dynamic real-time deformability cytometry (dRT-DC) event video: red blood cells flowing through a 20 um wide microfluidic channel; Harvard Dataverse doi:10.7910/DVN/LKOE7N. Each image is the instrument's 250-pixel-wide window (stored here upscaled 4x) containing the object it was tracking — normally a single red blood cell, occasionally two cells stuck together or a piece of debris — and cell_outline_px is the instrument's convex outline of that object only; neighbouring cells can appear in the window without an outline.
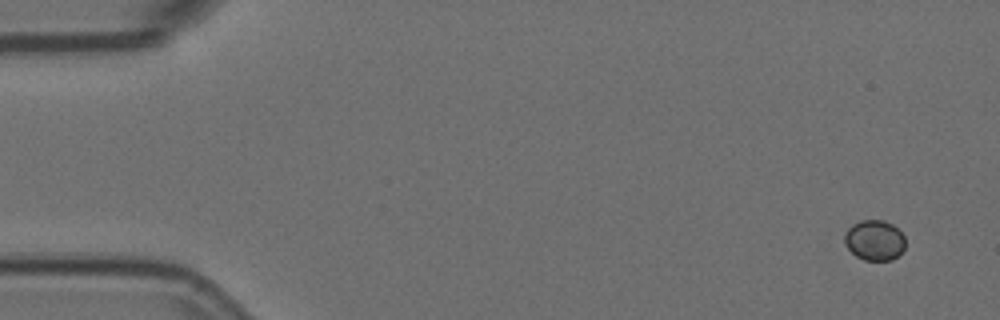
{"species": "Egyptian fruit bat (a non-hibernating species)", "species_latin": "Rousettus aegyptiacus", "temperature_condition": "room temperature", "stored_images_in_passage": 6, "camera_frame_rate_fps": 3000, "um_per_image_px": 0.085, "animal": {"sex": "female"}, "frame": {"image": 1, "passage_image": 1, "time_ms": 0.0, "image_size_px": [1000, 320], "cell_outline_px": [[904, 248], [892, 260], [864, 260], [856, 256], [844, 244], [844, 236], [848, 228], [852, 224], [860, 220], [884, 220], [892, 224], [904, 236]], "centroid_in_image_um": [74.31, 20.41], "position_along_channel_um": 10.7, "area_um2": 14.22}}
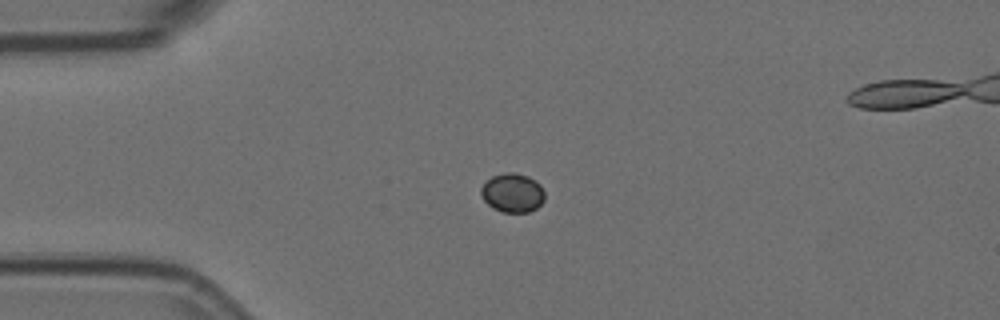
{"frame": {"image": 2, "passage_image": 4, "time_ms": 1.0, "image_size_px": [1000, 320], "cell_outline_px": [[544, 200], [536, 208], [528, 212], [500, 212], [492, 208], [484, 200], [480, 192], [480, 188], [492, 176], [504, 172], [512, 172], [528, 176], [540, 184], [544, 192]], "centroid_in_image_um": [43.55, 16.39], "position_along_channel_um": 41.4, "area_um2": 14.45}}